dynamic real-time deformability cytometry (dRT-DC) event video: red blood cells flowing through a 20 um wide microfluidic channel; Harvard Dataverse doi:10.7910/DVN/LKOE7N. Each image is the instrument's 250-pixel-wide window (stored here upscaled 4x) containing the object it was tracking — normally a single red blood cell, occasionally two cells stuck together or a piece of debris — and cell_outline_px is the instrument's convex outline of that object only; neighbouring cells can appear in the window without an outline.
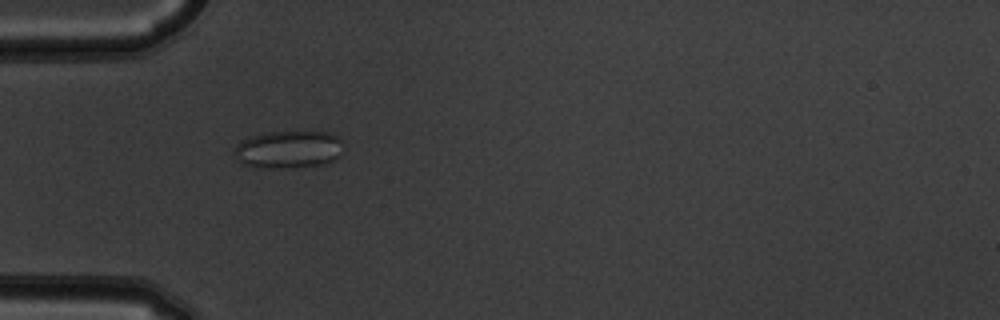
{"species": "common noctule bat (a hibernating species)", "species_latin": "Nyctalus noctula", "temperature_condition": "warm", "stored_images_in_passage": 5, "camera_frame_rate_fps": 3000, "um_per_image_px": 0.085, "animal": {"sex": "male", "body_mass_g": 19.5, "forearm_length_mm": 54.6}, "frame": {"image": 1, "passage_image": 5, "time_ms": 1.333, "image_size_px": [1000, 320], "cell_outline_px": [[344, 152], [340, 156], [324, 164], [284, 168], [260, 168], [244, 164], [236, 160], [232, 152], [236, 144], [252, 136], [268, 132], [328, 132], [336, 136], [340, 140], [344, 148]], "centroid_in_image_um": [24.51, 12.71], "position_along_channel_um": 60.5, "area_um2": 24.04}}